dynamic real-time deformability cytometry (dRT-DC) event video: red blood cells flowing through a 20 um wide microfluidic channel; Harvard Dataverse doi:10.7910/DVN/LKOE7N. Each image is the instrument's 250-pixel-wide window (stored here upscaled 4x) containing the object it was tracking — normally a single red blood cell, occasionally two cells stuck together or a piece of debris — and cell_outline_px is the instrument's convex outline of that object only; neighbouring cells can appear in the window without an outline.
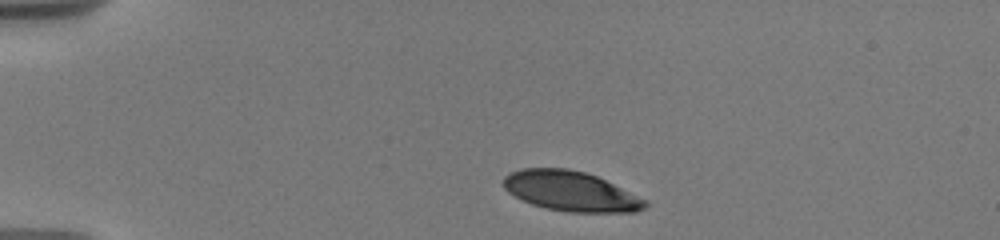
{"species": "human", "species_latin": "Homo sapiens", "temperature_condition": "warm", "stored_images_in_passage": 37, "camera_frame_rate_fps": 3000, "um_per_image_px": 0.085, "donor": {"sex": "male"}, "frame": {"image": 1, "passage_image": 1, "time_ms": 0.0, "image_size_px": [1000, 240], "cell_outline_px": [[648, 204], [644, 208], [636, 212], [568, 212], [544, 208], [532, 204], [508, 192], [504, 188], [504, 176], [508, 172], [520, 168], [568, 168], [584, 172], [596, 176], [648, 200]], "centroid_in_image_um": [48.51, 16.25], "position_along_channel_um": 36.5, "area_um2": 32.95}}
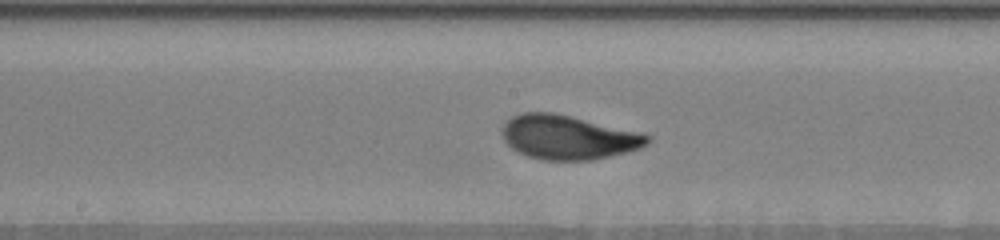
{"frame": {"image": 2, "passage_image": 16, "time_ms": 6.0, "image_size_px": [1000, 240], "cell_outline_px": [[652, 140], [648, 144], [640, 148], [592, 160], [540, 160], [516, 152], [504, 140], [504, 124], [512, 116], [524, 112], [552, 112], [644, 132], [652, 136]], "centroid_in_image_um": [48.34, 11.67], "position_along_channel_um": 199.9, "area_um2": 37.45}}
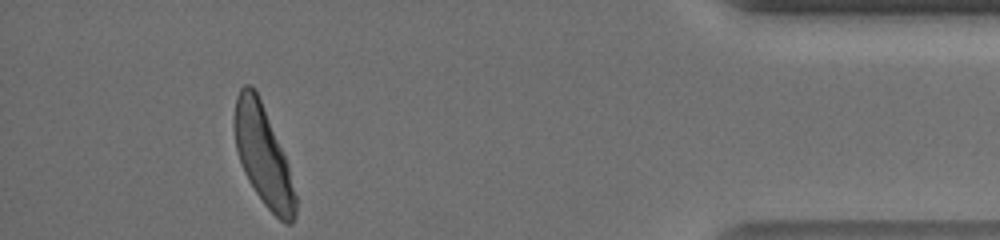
{"frame": {"image": 3, "passage_image": 34, "time_ms": 13.0, "image_size_px": [1000, 240], "cell_outline_px": [[296, 216], [292, 224], [284, 224], [264, 204], [248, 180], [244, 172], [236, 148], [232, 124], [236, 96], [240, 88], [244, 84], [252, 84], [256, 88], [288, 164], [296, 196]], "centroid_in_image_um": [22.35, 13.19], "position_along_channel_um": 412.9, "area_um2": 35.49}, "authors_computed_cell_mechanics": {"area_um2": 36.4718, "velocity_mm_per_s": 3.6881, "shape_relaxation_time_tau1_ms": 3.9031, "shape_relaxation_time_tau2_ms": null, "deformation_change_tau1": 0.177, "deformation_change_tau2": null}}